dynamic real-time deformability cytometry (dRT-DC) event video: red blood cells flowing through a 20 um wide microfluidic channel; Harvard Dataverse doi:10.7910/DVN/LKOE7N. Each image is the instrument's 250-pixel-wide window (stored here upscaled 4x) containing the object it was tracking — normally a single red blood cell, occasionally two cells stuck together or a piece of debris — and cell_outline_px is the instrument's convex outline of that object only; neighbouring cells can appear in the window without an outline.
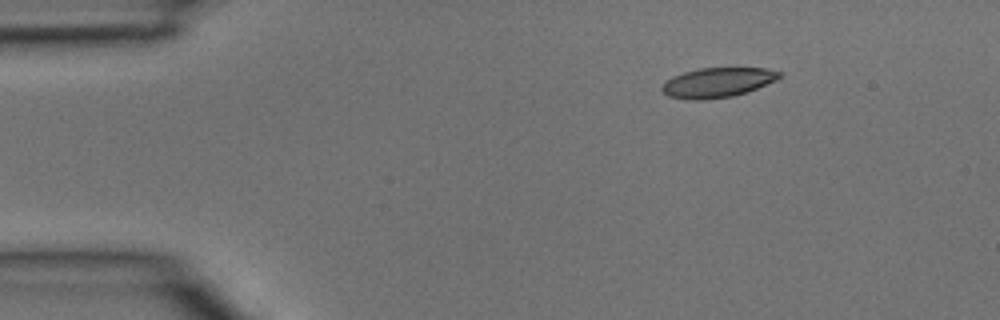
{"species": "common noctule bat (a hibernating species)", "species_latin": "Nyctalus noctula", "temperature_condition": "room temperature", "stored_images_in_passage": 3, "camera_frame_rate_fps": 3000, "um_per_image_px": 0.085, "animal": {"sex": "male", "body_mass_g": 15.6}, "frame": {"image": 1, "passage_image": 1, "time_ms": 0.0, "image_size_px": [1000, 320], "cell_outline_px": [[784, 76], [776, 80], [756, 88], [732, 96], [704, 100], [688, 100], [668, 96], [660, 88], [672, 76], [684, 72], [700, 68], [768, 68], [784, 72]], "centroid_in_image_um": [61.02, 7.01], "position_along_channel_um": 24.0, "area_um2": 20.35}}
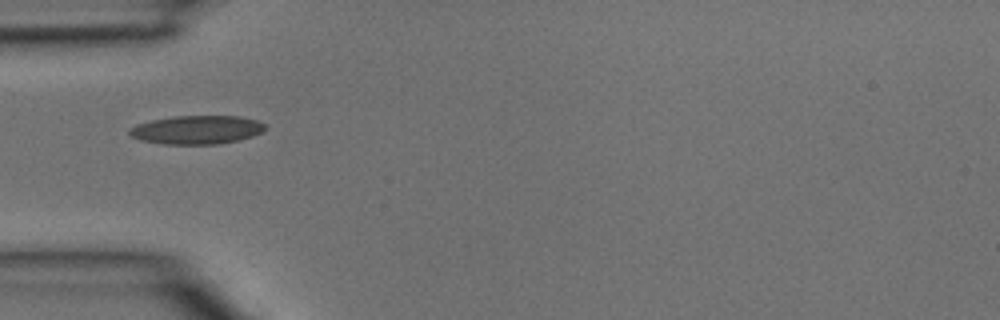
{"frame": {"image": 2, "passage_image": 3, "time_ms": 0.667, "image_size_px": [1000, 320], "cell_outline_px": [[268, 128], [252, 136], [236, 140], [216, 144], [164, 144], [140, 140], [132, 136], [128, 132], [128, 128], [136, 124], [152, 120], [172, 116], [240, 116], [256, 120], [264, 124]], "centroid_in_image_um": [16.69, 11.02], "position_along_channel_um": 68.3, "area_um2": 22.54}}